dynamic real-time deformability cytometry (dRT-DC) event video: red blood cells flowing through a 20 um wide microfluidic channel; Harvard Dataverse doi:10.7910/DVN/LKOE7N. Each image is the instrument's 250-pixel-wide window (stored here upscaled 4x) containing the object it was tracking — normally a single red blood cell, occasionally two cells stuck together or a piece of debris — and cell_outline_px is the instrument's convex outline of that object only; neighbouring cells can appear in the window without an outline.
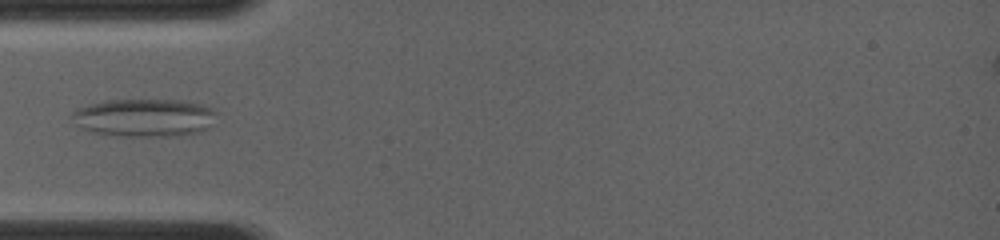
{"species": "common noctule bat (a hibernating species)", "species_latin": "Nyctalus noctula", "temperature_condition": "room temperature", "stored_images_in_passage": 28, "camera_frame_rate_fps": 4000, "um_per_image_px": 0.085, "animal": {"sex": "female", "body_mass_g": 19.0, "forearm_length_mm": 56.7}, "frame": {"image": 1, "passage_image": 1, "time_ms": 0.0, "image_size_px": [1000, 240], "cell_outline_px": [[216, 112], [208, 128], [200, 132], [176, 136], [116, 136], [92, 132], [80, 128], [76, 124], [72, 116], [72, 112], [76, 108], [88, 104], [108, 100], [188, 100], [212, 108]], "centroid_in_image_um": [12.24, 10.0], "position_along_channel_um": 72.8, "area_um2": 32.14}}
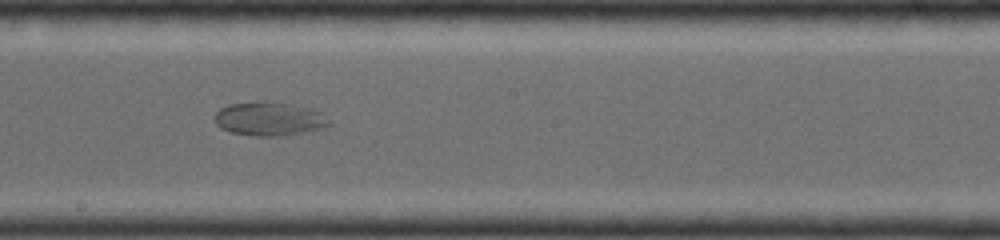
{"frame": {"image": 2, "passage_image": 12, "time_ms": 3.5, "image_size_px": [1000, 240], "cell_outline_px": [[332, 124], [320, 128], [276, 136], [252, 136], [232, 132], [220, 128], [216, 124], [216, 112], [220, 108], [228, 104], [288, 104], [308, 108], [320, 112]], "centroid_in_image_um": [22.85, 10.14], "position_along_channel_um": 225.4, "area_um2": 21.27}}
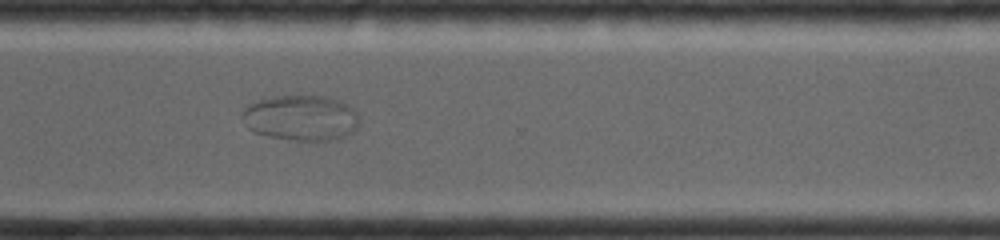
{"frame": {"image": 3, "passage_image": 21, "time_ms": 6.25, "image_size_px": [1000, 240], "cell_outline_px": [[360, 120], [356, 128], [348, 136], [336, 140], [296, 140], [268, 136], [256, 132], [248, 128], [244, 112], [244, 108], [268, 96], [324, 96], [340, 100], [352, 108], [356, 112]], "centroid_in_image_um": [25.66, 10.02], "position_along_channel_um": 344.9, "area_um2": 30.75}}